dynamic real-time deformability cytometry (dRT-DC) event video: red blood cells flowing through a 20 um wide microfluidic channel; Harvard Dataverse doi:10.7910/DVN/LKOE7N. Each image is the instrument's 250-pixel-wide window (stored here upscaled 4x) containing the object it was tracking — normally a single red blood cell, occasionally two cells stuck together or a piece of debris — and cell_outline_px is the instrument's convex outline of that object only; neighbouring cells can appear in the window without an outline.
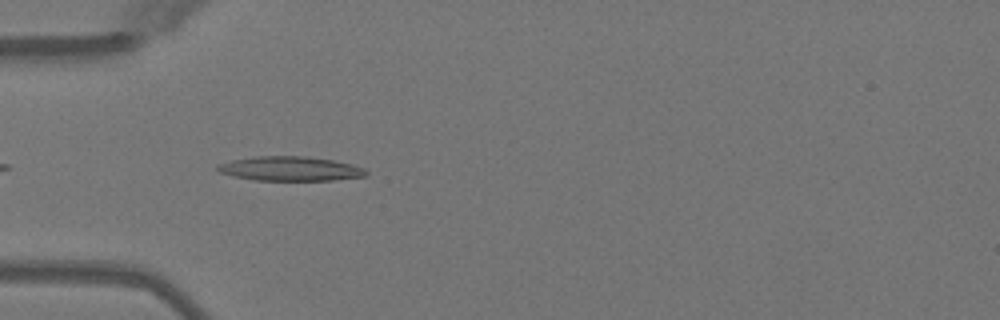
{"species": "Egyptian fruit bat (a non-hibernating species)", "species_latin": "Rousettus aegyptiacus", "temperature_condition": "warm", "stored_images_in_passage": 38, "camera_frame_rate_fps": 3000, "um_per_image_px": 0.085, "animal": {"sex": "female"}, "frame": {"image": 1, "passage_image": 3, "time_ms": 0.667, "image_size_px": [1000, 320], "cell_outline_px": [[368, 176], [332, 180], [256, 180], [232, 176], [220, 172], [216, 168], [216, 164], [232, 160], [256, 156], [308, 156], [332, 160], [352, 164], [364, 168], [368, 172]], "centroid_in_image_um": [24.67, 14.33], "position_along_channel_um": 60.3, "area_um2": 21.15}}
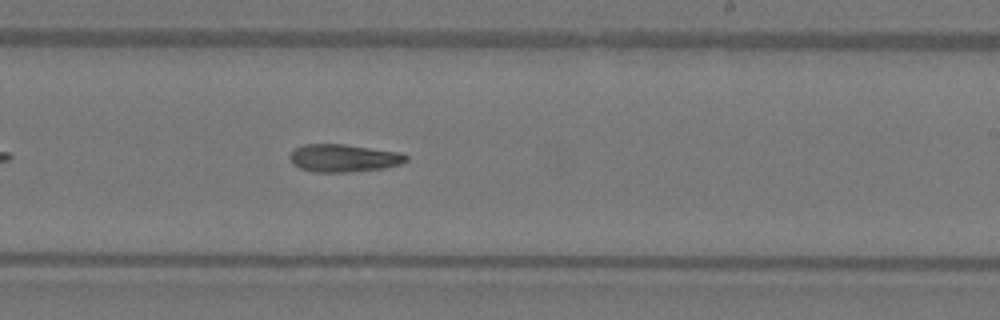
{"frame": {"image": 2, "passage_image": 18, "time_ms": 5.667, "image_size_px": [1000, 320], "cell_outline_px": [[408, 160], [404, 164], [384, 168], [352, 172], [312, 172], [300, 168], [292, 164], [288, 156], [296, 148], [304, 144], [344, 144], [404, 152], [408, 156]], "centroid_in_image_um": [29.27, 13.44], "position_along_channel_um": 259.7, "area_um2": 19.19}}
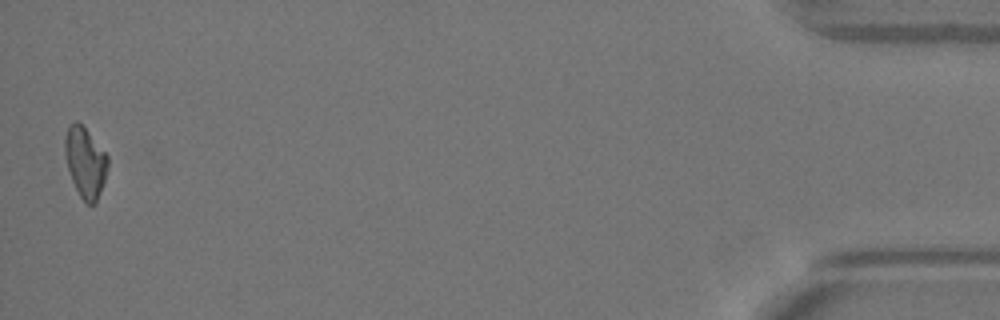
{"frame": {"image": 3, "passage_image": 37, "time_ms": 12.0, "image_size_px": [1000, 320], "cell_outline_px": [[108, 168], [96, 204], [84, 204], [72, 180], [68, 168], [64, 152], [64, 140], [68, 128], [76, 120], [84, 128], [108, 156]], "centroid_in_image_um": [7.25, 13.84], "position_along_channel_um": 428.0, "area_um2": 17.28}}